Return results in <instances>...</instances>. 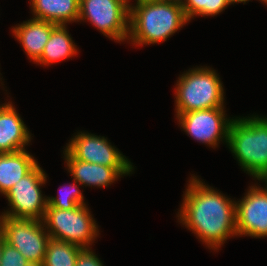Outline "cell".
<instances>
[{"label":"cell","mask_w":267,"mask_h":266,"mask_svg":"<svg viewBox=\"0 0 267 266\" xmlns=\"http://www.w3.org/2000/svg\"><path fill=\"white\" fill-rule=\"evenodd\" d=\"M232 120L227 145L241 169L257 180H267V117Z\"/></svg>","instance_id":"cell-3"},{"label":"cell","mask_w":267,"mask_h":266,"mask_svg":"<svg viewBox=\"0 0 267 266\" xmlns=\"http://www.w3.org/2000/svg\"><path fill=\"white\" fill-rule=\"evenodd\" d=\"M74 182L75 184H72L71 186L69 185L68 188L64 186L65 191L60 192L58 197H47V207L71 210L78 205L86 204L84 202L83 194L77 187L79 183L76 181Z\"/></svg>","instance_id":"cell-20"},{"label":"cell","mask_w":267,"mask_h":266,"mask_svg":"<svg viewBox=\"0 0 267 266\" xmlns=\"http://www.w3.org/2000/svg\"><path fill=\"white\" fill-rule=\"evenodd\" d=\"M75 159L113 167L121 177L131 174L134 166L107 138L79 132L65 148Z\"/></svg>","instance_id":"cell-9"},{"label":"cell","mask_w":267,"mask_h":266,"mask_svg":"<svg viewBox=\"0 0 267 266\" xmlns=\"http://www.w3.org/2000/svg\"><path fill=\"white\" fill-rule=\"evenodd\" d=\"M266 187L250 186L244 198L236 203V231L238 236L261 238L267 236V180Z\"/></svg>","instance_id":"cell-11"},{"label":"cell","mask_w":267,"mask_h":266,"mask_svg":"<svg viewBox=\"0 0 267 266\" xmlns=\"http://www.w3.org/2000/svg\"><path fill=\"white\" fill-rule=\"evenodd\" d=\"M82 247L50 238L42 266H75Z\"/></svg>","instance_id":"cell-18"},{"label":"cell","mask_w":267,"mask_h":266,"mask_svg":"<svg viewBox=\"0 0 267 266\" xmlns=\"http://www.w3.org/2000/svg\"><path fill=\"white\" fill-rule=\"evenodd\" d=\"M70 37L66 25H56L46 43L41 57L36 61L40 65H50L77 54L75 43Z\"/></svg>","instance_id":"cell-17"},{"label":"cell","mask_w":267,"mask_h":266,"mask_svg":"<svg viewBox=\"0 0 267 266\" xmlns=\"http://www.w3.org/2000/svg\"><path fill=\"white\" fill-rule=\"evenodd\" d=\"M5 242L16 248L33 266H42L50 236L43 221L0 216Z\"/></svg>","instance_id":"cell-6"},{"label":"cell","mask_w":267,"mask_h":266,"mask_svg":"<svg viewBox=\"0 0 267 266\" xmlns=\"http://www.w3.org/2000/svg\"><path fill=\"white\" fill-rule=\"evenodd\" d=\"M229 3L227 0H184L182 7L187 19L194 16H215L222 12Z\"/></svg>","instance_id":"cell-19"},{"label":"cell","mask_w":267,"mask_h":266,"mask_svg":"<svg viewBox=\"0 0 267 266\" xmlns=\"http://www.w3.org/2000/svg\"><path fill=\"white\" fill-rule=\"evenodd\" d=\"M182 3L166 0H141L130 4L129 35L133 45L166 41L187 24Z\"/></svg>","instance_id":"cell-2"},{"label":"cell","mask_w":267,"mask_h":266,"mask_svg":"<svg viewBox=\"0 0 267 266\" xmlns=\"http://www.w3.org/2000/svg\"><path fill=\"white\" fill-rule=\"evenodd\" d=\"M176 117L183 130L200 143L217 147L222 139L228 142L233 119L225 118L224 107L177 113Z\"/></svg>","instance_id":"cell-10"},{"label":"cell","mask_w":267,"mask_h":266,"mask_svg":"<svg viewBox=\"0 0 267 266\" xmlns=\"http://www.w3.org/2000/svg\"><path fill=\"white\" fill-rule=\"evenodd\" d=\"M259 1H262V2H264L267 5V0H259Z\"/></svg>","instance_id":"cell-26"},{"label":"cell","mask_w":267,"mask_h":266,"mask_svg":"<svg viewBox=\"0 0 267 266\" xmlns=\"http://www.w3.org/2000/svg\"><path fill=\"white\" fill-rule=\"evenodd\" d=\"M46 177L37 164L4 195L11 208L0 216L42 221L48 204L40 187L46 183Z\"/></svg>","instance_id":"cell-7"},{"label":"cell","mask_w":267,"mask_h":266,"mask_svg":"<svg viewBox=\"0 0 267 266\" xmlns=\"http://www.w3.org/2000/svg\"><path fill=\"white\" fill-rule=\"evenodd\" d=\"M130 4L127 0H80L78 21L88 20L100 32L114 41H124L129 35Z\"/></svg>","instance_id":"cell-8"},{"label":"cell","mask_w":267,"mask_h":266,"mask_svg":"<svg viewBox=\"0 0 267 266\" xmlns=\"http://www.w3.org/2000/svg\"><path fill=\"white\" fill-rule=\"evenodd\" d=\"M4 242H5V239H4L3 233L0 229V259H1L2 245Z\"/></svg>","instance_id":"cell-23"},{"label":"cell","mask_w":267,"mask_h":266,"mask_svg":"<svg viewBox=\"0 0 267 266\" xmlns=\"http://www.w3.org/2000/svg\"><path fill=\"white\" fill-rule=\"evenodd\" d=\"M56 25L57 24L49 21L33 18L13 27L12 31L14 37H16L25 50L27 56H29L33 62H36L41 57L51 32Z\"/></svg>","instance_id":"cell-13"},{"label":"cell","mask_w":267,"mask_h":266,"mask_svg":"<svg viewBox=\"0 0 267 266\" xmlns=\"http://www.w3.org/2000/svg\"><path fill=\"white\" fill-rule=\"evenodd\" d=\"M80 0H30L34 19L66 25L79 18Z\"/></svg>","instance_id":"cell-16"},{"label":"cell","mask_w":267,"mask_h":266,"mask_svg":"<svg viewBox=\"0 0 267 266\" xmlns=\"http://www.w3.org/2000/svg\"><path fill=\"white\" fill-rule=\"evenodd\" d=\"M0 266H33L16 248L6 242L2 245Z\"/></svg>","instance_id":"cell-21"},{"label":"cell","mask_w":267,"mask_h":266,"mask_svg":"<svg viewBox=\"0 0 267 266\" xmlns=\"http://www.w3.org/2000/svg\"><path fill=\"white\" fill-rule=\"evenodd\" d=\"M86 204L78 205L71 210L47 207L43 224L52 239L89 248L98 236V225L93 219Z\"/></svg>","instance_id":"cell-5"},{"label":"cell","mask_w":267,"mask_h":266,"mask_svg":"<svg viewBox=\"0 0 267 266\" xmlns=\"http://www.w3.org/2000/svg\"><path fill=\"white\" fill-rule=\"evenodd\" d=\"M176 113L224 107V89L215 70L196 67L178 78Z\"/></svg>","instance_id":"cell-4"},{"label":"cell","mask_w":267,"mask_h":266,"mask_svg":"<svg viewBox=\"0 0 267 266\" xmlns=\"http://www.w3.org/2000/svg\"><path fill=\"white\" fill-rule=\"evenodd\" d=\"M166 1H174V2L183 3L184 0H166Z\"/></svg>","instance_id":"cell-25"},{"label":"cell","mask_w":267,"mask_h":266,"mask_svg":"<svg viewBox=\"0 0 267 266\" xmlns=\"http://www.w3.org/2000/svg\"><path fill=\"white\" fill-rule=\"evenodd\" d=\"M38 162L26 150L0 154V193L5 195L10 188L27 175Z\"/></svg>","instance_id":"cell-15"},{"label":"cell","mask_w":267,"mask_h":266,"mask_svg":"<svg viewBox=\"0 0 267 266\" xmlns=\"http://www.w3.org/2000/svg\"><path fill=\"white\" fill-rule=\"evenodd\" d=\"M63 153L68 172L79 185L106 187L121 176L113 167L80 161L66 149Z\"/></svg>","instance_id":"cell-14"},{"label":"cell","mask_w":267,"mask_h":266,"mask_svg":"<svg viewBox=\"0 0 267 266\" xmlns=\"http://www.w3.org/2000/svg\"><path fill=\"white\" fill-rule=\"evenodd\" d=\"M247 1H249V0H227L229 5L234 4V3H239V2L240 3L243 2L245 4Z\"/></svg>","instance_id":"cell-24"},{"label":"cell","mask_w":267,"mask_h":266,"mask_svg":"<svg viewBox=\"0 0 267 266\" xmlns=\"http://www.w3.org/2000/svg\"><path fill=\"white\" fill-rule=\"evenodd\" d=\"M30 141L31 135L14 105H0V154L25 150Z\"/></svg>","instance_id":"cell-12"},{"label":"cell","mask_w":267,"mask_h":266,"mask_svg":"<svg viewBox=\"0 0 267 266\" xmlns=\"http://www.w3.org/2000/svg\"><path fill=\"white\" fill-rule=\"evenodd\" d=\"M75 266H103V264L89 247L80 250Z\"/></svg>","instance_id":"cell-22"},{"label":"cell","mask_w":267,"mask_h":266,"mask_svg":"<svg viewBox=\"0 0 267 266\" xmlns=\"http://www.w3.org/2000/svg\"><path fill=\"white\" fill-rule=\"evenodd\" d=\"M189 183L178 219L207 247L217 250L228 237L237 236L236 201L204 184L195 175Z\"/></svg>","instance_id":"cell-1"}]
</instances>
